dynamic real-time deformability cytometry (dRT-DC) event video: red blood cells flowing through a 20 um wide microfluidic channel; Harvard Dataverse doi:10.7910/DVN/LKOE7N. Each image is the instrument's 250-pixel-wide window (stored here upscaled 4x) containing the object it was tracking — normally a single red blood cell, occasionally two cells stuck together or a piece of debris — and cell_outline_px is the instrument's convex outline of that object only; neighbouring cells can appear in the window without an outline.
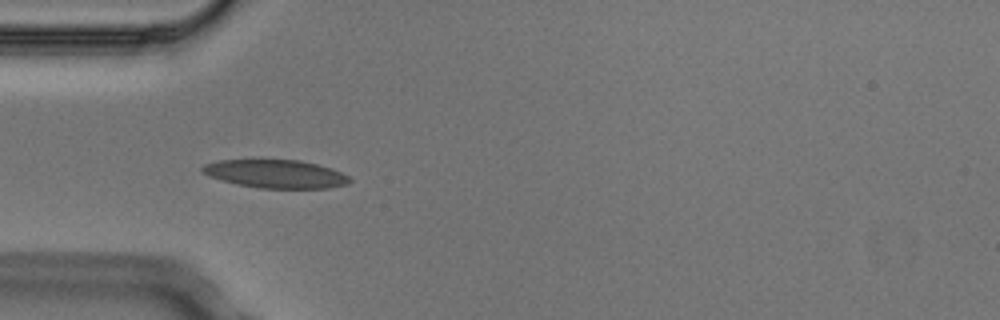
{"species": "Egyptian fruit bat (a non-hibernating species)", "species_latin": "Rousettus aegyptiacus", "temperature_condition": "cold", "stored_images_in_passage": 5, "camera_frame_rate_fps": 3000, "um_per_image_px": 0.085, "animal": {"sex": "male"}, "frame": {"image": 1, "passage_image": 4, "time_ms": 1.0, "image_size_px": [1000, 320], "cell_outline_px": [[352, 180], [348, 184], [328, 188], [260, 188], [236, 184], [208, 176], [200, 172], [200, 168], [204, 164], [220, 160], [256, 156], [300, 160], [332, 168], [348, 176]], "centroid_in_image_um": [23.35, 14.72], "position_along_channel_um": 61.7, "area_um2": 25.43}}
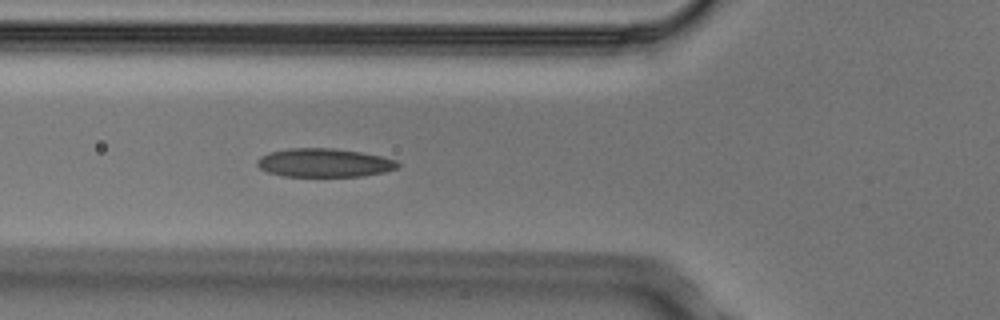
{"frame": {"image": 2, "passage_image": 5, "time_ms": 1.333, "image_size_px": [1000, 320], "cell_outline_px": [[400, 164], [396, 168], [384, 172], [360, 176], [284, 176], [268, 172], [260, 168], [256, 164], [256, 160], [260, 156], [268, 152], [288, 148], [336, 148], [360, 152], [380, 156], [396, 160]], "centroid_in_image_um": [27.52, 13.82], "position_along_channel_um": 98.3, "area_um2": 23.41}}